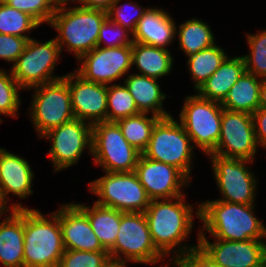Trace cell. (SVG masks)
<instances>
[{
	"label": "cell",
	"instance_id": "cell-1",
	"mask_svg": "<svg viewBox=\"0 0 266 267\" xmlns=\"http://www.w3.org/2000/svg\"><path fill=\"white\" fill-rule=\"evenodd\" d=\"M185 195L172 199L152 200L144 212L153 244L165 257L170 255L175 259L199 245L181 244L189 237L194 228V215L200 218V204L195 210L193 204H187Z\"/></svg>",
	"mask_w": 266,
	"mask_h": 267
},
{
	"label": "cell",
	"instance_id": "cell-2",
	"mask_svg": "<svg viewBox=\"0 0 266 267\" xmlns=\"http://www.w3.org/2000/svg\"><path fill=\"white\" fill-rule=\"evenodd\" d=\"M202 229L214 239L227 241L266 240V225L254 215L255 204L211 200L201 202Z\"/></svg>",
	"mask_w": 266,
	"mask_h": 267
},
{
	"label": "cell",
	"instance_id": "cell-3",
	"mask_svg": "<svg viewBox=\"0 0 266 267\" xmlns=\"http://www.w3.org/2000/svg\"><path fill=\"white\" fill-rule=\"evenodd\" d=\"M64 252L59 209L45 216L24 208V267H58Z\"/></svg>",
	"mask_w": 266,
	"mask_h": 267
},
{
	"label": "cell",
	"instance_id": "cell-4",
	"mask_svg": "<svg viewBox=\"0 0 266 267\" xmlns=\"http://www.w3.org/2000/svg\"><path fill=\"white\" fill-rule=\"evenodd\" d=\"M107 18L103 10L62 5L56 7L49 25L58 32L55 39L61 52L65 47L78 60L97 47L100 28Z\"/></svg>",
	"mask_w": 266,
	"mask_h": 267
},
{
	"label": "cell",
	"instance_id": "cell-5",
	"mask_svg": "<svg viewBox=\"0 0 266 267\" xmlns=\"http://www.w3.org/2000/svg\"><path fill=\"white\" fill-rule=\"evenodd\" d=\"M116 267H126L127 262L155 265L165 257L153 244L144 213L122 212L115 244L108 250Z\"/></svg>",
	"mask_w": 266,
	"mask_h": 267
},
{
	"label": "cell",
	"instance_id": "cell-6",
	"mask_svg": "<svg viewBox=\"0 0 266 267\" xmlns=\"http://www.w3.org/2000/svg\"><path fill=\"white\" fill-rule=\"evenodd\" d=\"M173 117H163L156 122L142 155L176 167L191 180L194 146L182 124Z\"/></svg>",
	"mask_w": 266,
	"mask_h": 267
},
{
	"label": "cell",
	"instance_id": "cell-7",
	"mask_svg": "<svg viewBox=\"0 0 266 267\" xmlns=\"http://www.w3.org/2000/svg\"><path fill=\"white\" fill-rule=\"evenodd\" d=\"M223 107L220 102L200 97L198 94L185 97L178 117L194 147L205 155L216 150L221 134Z\"/></svg>",
	"mask_w": 266,
	"mask_h": 267
},
{
	"label": "cell",
	"instance_id": "cell-8",
	"mask_svg": "<svg viewBox=\"0 0 266 267\" xmlns=\"http://www.w3.org/2000/svg\"><path fill=\"white\" fill-rule=\"evenodd\" d=\"M88 186L89 191L99 198L96 204L122 212L144 213L151 201L135 171L105 172Z\"/></svg>",
	"mask_w": 266,
	"mask_h": 267
},
{
	"label": "cell",
	"instance_id": "cell-9",
	"mask_svg": "<svg viewBox=\"0 0 266 267\" xmlns=\"http://www.w3.org/2000/svg\"><path fill=\"white\" fill-rule=\"evenodd\" d=\"M31 89L34 93L28 114L39 138L75 119L68 83L64 78Z\"/></svg>",
	"mask_w": 266,
	"mask_h": 267
},
{
	"label": "cell",
	"instance_id": "cell-10",
	"mask_svg": "<svg viewBox=\"0 0 266 267\" xmlns=\"http://www.w3.org/2000/svg\"><path fill=\"white\" fill-rule=\"evenodd\" d=\"M142 153L124 138L116 122H98L92 125V157L104 172L135 171Z\"/></svg>",
	"mask_w": 266,
	"mask_h": 267
},
{
	"label": "cell",
	"instance_id": "cell-11",
	"mask_svg": "<svg viewBox=\"0 0 266 267\" xmlns=\"http://www.w3.org/2000/svg\"><path fill=\"white\" fill-rule=\"evenodd\" d=\"M61 53L55 38L46 42L31 38L23 53L12 64V76L23 90L64 78L65 74L55 76L53 73Z\"/></svg>",
	"mask_w": 266,
	"mask_h": 267
},
{
	"label": "cell",
	"instance_id": "cell-12",
	"mask_svg": "<svg viewBox=\"0 0 266 267\" xmlns=\"http://www.w3.org/2000/svg\"><path fill=\"white\" fill-rule=\"evenodd\" d=\"M214 179L221 194L220 201L245 205L255 204L257 178L250 170L254 161L227 158L217 154H209ZM251 171V172H250Z\"/></svg>",
	"mask_w": 266,
	"mask_h": 267
},
{
	"label": "cell",
	"instance_id": "cell-13",
	"mask_svg": "<svg viewBox=\"0 0 266 267\" xmlns=\"http://www.w3.org/2000/svg\"><path fill=\"white\" fill-rule=\"evenodd\" d=\"M40 138L51 142L47 156L52 161L54 172L77 164L86 148L92 155V124L86 121L73 119L49 130Z\"/></svg>",
	"mask_w": 266,
	"mask_h": 267
},
{
	"label": "cell",
	"instance_id": "cell-14",
	"mask_svg": "<svg viewBox=\"0 0 266 267\" xmlns=\"http://www.w3.org/2000/svg\"><path fill=\"white\" fill-rule=\"evenodd\" d=\"M77 61L81 63L74 70L78 75L87 81L108 86L124 78L132 69V46L95 47Z\"/></svg>",
	"mask_w": 266,
	"mask_h": 267
},
{
	"label": "cell",
	"instance_id": "cell-15",
	"mask_svg": "<svg viewBox=\"0 0 266 267\" xmlns=\"http://www.w3.org/2000/svg\"><path fill=\"white\" fill-rule=\"evenodd\" d=\"M258 147L252 115L223 108L221 134L212 154L254 161Z\"/></svg>",
	"mask_w": 266,
	"mask_h": 267
},
{
	"label": "cell",
	"instance_id": "cell-16",
	"mask_svg": "<svg viewBox=\"0 0 266 267\" xmlns=\"http://www.w3.org/2000/svg\"><path fill=\"white\" fill-rule=\"evenodd\" d=\"M199 247L219 267H261L266 263V240L210 242L206 232L198 231Z\"/></svg>",
	"mask_w": 266,
	"mask_h": 267
},
{
	"label": "cell",
	"instance_id": "cell-17",
	"mask_svg": "<svg viewBox=\"0 0 266 267\" xmlns=\"http://www.w3.org/2000/svg\"><path fill=\"white\" fill-rule=\"evenodd\" d=\"M135 173L151 201L185 195L182 189L190 186V180L179 169L148 159L142 154L136 165Z\"/></svg>",
	"mask_w": 266,
	"mask_h": 267
},
{
	"label": "cell",
	"instance_id": "cell-18",
	"mask_svg": "<svg viewBox=\"0 0 266 267\" xmlns=\"http://www.w3.org/2000/svg\"><path fill=\"white\" fill-rule=\"evenodd\" d=\"M64 79L68 83L75 119L90 124L107 121V85L83 79L74 70Z\"/></svg>",
	"mask_w": 266,
	"mask_h": 267
},
{
	"label": "cell",
	"instance_id": "cell-19",
	"mask_svg": "<svg viewBox=\"0 0 266 267\" xmlns=\"http://www.w3.org/2000/svg\"><path fill=\"white\" fill-rule=\"evenodd\" d=\"M59 224L65 250L108 251L93 232L87 215L75 202L59 207Z\"/></svg>",
	"mask_w": 266,
	"mask_h": 267
},
{
	"label": "cell",
	"instance_id": "cell-20",
	"mask_svg": "<svg viewBox=\"0 0 266 267\" xmlns=\"http://www.w3.org/2000/svg\"><path fill=\"white\" fill-rule=\"evenodd\" d=\"M31 165L22 156L0 148V192L3 200L9 203V194L26 199L34 193Z\"/></svg>",
	"mask_w": 266,
	"mask_h": 267
},
{
	"label": "cell",
	"instance_id": "cell-21",
	"mask_svg": "<svg viewBox=\"0 0 266 267\" xmlns=\"http://www.w3.org/2000/svg\"><path fill=\"white\" fill-rule=\"evenodd\" d=\"M176 37V22L158 7H148L132 33L133 42L168 49Z\"/></svg>",
	"mask_w": 266,
	"mask_h": 267
},
{
	"label": "cell",
	"instance_id": "cell-22",
	"mask_svg": "<svg viewBox=\"0 0 266 267\" xmlns=\"http://www.w3.org/2000/svg\"><path fill=\"white\" fill-rule=\"evenodd\" d=\"M24 208L12 209L0 222V263L24 267Z\"/></svg>",
	"mask_w": 266,
	"mask_h": 267
},
{
	"label": "cell",
	"instance_id": "cell-23",
	"mask_svg": "<svg viewBox=\"0 0 266 267\" xmlns=\"http://www.w3.org/2000/svg\"><path fill=\"white\" fill-rule=\"evenodd\" d=\"M123 83L141 113H150L161 118L171 115V112L163 109V101L167 96L161 91L158 79L133 73L129 74Z\"/></svg>",
	"mask_w": 266,
	"mask_h": 267
},
{
	"label": "cell",
	"instance_id": "cell-24",
	"mask_svg": "<svg viewBox=\"0 0 266 267\" xmlns=\"http://www.w3.org/2000/svg\"><path fill=\"white\" fill-rule=\"evenodd\" d=\"M243 56L227 57L220 67L197 90V94L211 101L222 103L230 88L245 73Z\"/></svg>",
	"mask_w": 266,
	"mask_h": 267
},
{
	"label": "cell",
	"instance_id": "cell-25",
	"mask_svg": "<svg viewBox=\"0 0 266 267\" xmlns=\"http://www.w3.org/2000/svg\"><path fill=\"white\" fill-rule=\"evenodd\" d=\"M173 56L169 49L132 43V67L136 66L140 75L160 79L171 73Z\"/></svg>",
	"mask_w": 266,
	"mask_h": 267
},
{
	"label": "cell",
	"instance_id": "cell-26",
	"mask_svg": "<svg viewBox=\"0 0 266 267\" xmlns=\"http://www.w3.org/2000/svg\"><path fill=\"white\" fill-rule=\"evenodd\" d=\"M88 217L93 232L101 245L109 250L116 242L122 211L104 207L94 202L92 207L75 203Z\"/></svg>",
	"mask_w": 266,
	"mask_h": 267
},
{
	"label": "cell",
	"instance_id": "cell-27",
	"mask_svg": "<svg viewBox=\"0 0 266 267\" xmlns=\"http://www.w3.org/2000/svg\"><path fill=\"white\" fill-rule=\"evenodd\" d=\"M263 79L245 73L230 88L221 103L224 109L253 114L259 108L260 86Z\"/></svg>",
	"mask_w": 266,
	"mask_h": 267
},
{
	"label": "cell",
	"instance_id": "cell-28",
	"mask_svg": "<svg viewBox=\"0 0 266 267\" xmlns=\"http://www.w3.org/2000/svg\"><path fill=\"white\" fill-rule=\"evenodd\" d=\"M176 36L179 48L187 57L216 44L210 26L198 18L186 20L178 27L176 25Z\"/></svg>",
	"mask_w": 266,
	"mask_h": 267
},
{
	"label": "cell",
	"instance_id": "cell-29",
	"mask_svg": "<svg viewBox=\"0 0 266 267\" xmlns=\"http://www.w3.org/2000/svg\"><path fill=\"white\" fill-rule=\"evenodd\" d=\"M227 57L226 51L217 44L188 57L186 63L191 80L194 82V91H197L211 77Z\"/></svg>",
	"mask_w": 266,
	"mask_h": 267
},
{
	"label": "cell",
	"instance_id": "cell-30",
	"mask_svg": "<svg viewBox=\"0 0 266 267\" xmlns=\"http://www.w3.org/2000/svg\"><path fill=\"white\" fill-rule=\"evenodd\" d=\"M149 113H139L116 121L124 138L139 152H143L149 143L152 130L156 122L161 118Z\"/></svg>",
	"mask_w": 266,
	"mask_h": 267
},
{
	"label": "cell",
	"instance_id": "cell-31",
	"mask_svg": "<svg viewBox=\"0 0 266 267\" xmlns=\"http://www.w3.org/2000/svg\"><path fill=\"white\" fill-rule=\"evenodd\" d=\"M139 113L141 112L124 83L107 86V122H116Z\"/></svg>",
	"mask_w": 266,
	"mask_h": 267
},
{
	"label": "cell",
	"instance_id": "cell-32",
	"mask_svg": "<svg viewBox=\"0 0 266 267\" xmlns=\"http://www.w3.org/2000/svg\"><path fill=\"white\" fill-rule=\"evenodd\" d=\"M40 27V24L27 13L8 6L0 0V34L14 35L31 39L28 34L31 30ZM25 33V34H24Z\"/></svg>",
	"mask_w": 266,
	"mask_h": 267
},
{
	"label": "cell",
	"instance_id": "cell-33",
	"mask_svg": "<svg viewBox=\"0 0 266 267\" xmlns=\"http://www.w3.org/2000/svg\"><path fill=\"white\" fill-rule=\"evenodd\" d=\"M246 35L249 47V54L243 55L246 72L260 79H266V29Z\"/></svg>",
	"mask_w": 266,
	"mask_h": 267
},
{
	"label": "cell",
	"instance_id": "cell-34",
	"mask_svg": "<svg viewBox=\"0 0 266 267\" xmlns=\"http://www.w3.org/2000/svg\"><path fill=\"white\" fill-rule=\"evenodd\" d=\"M23 91L12 76L11 71L0 68V114L10 117H18L21 105L19 91ZM0 115V116H1ZM1 118V117H0Z\"/></svg>",
	"mask_w": 266,
	"mask_h": 267
},
{
	"label": "cell",
	"instance_id": "cell-35",
	"mask_svg": "<svg viewBox=\"0 0 266 267\" xmlns=\"http://www.w3.org/2000/svg\"><path fill=\"white\" fill-rule=\"evenodd\" d=\"M108 251L65 250L58 267H113Z\"/></svg>",
	"mask_w": 266,
	"mask_h": 267
},
{
	"label": "cell",
	"instance_id": "cell-36",
	"mask_svg": "<svg viewBox=\"0 0 266 267\" xmlns=\"http://www.w3.org/2000/svg\"><path fill=\"white\" fill-rule=\"evenodd\" d=\"M122 0H116L107 11L108 18L116 24L121 25L128 31L133 33L136 29L137 23L143 16L148 7L144 8L137 2H127L122 5H118ZM131 9V12L129 10ZM130 15V16H129Z\"/></svg>",
	"mask_w": 266,
	"mask_h": 267
},
{
	"label": "cell",
	"instance_id": "cell-37",
	"mask_svg": "<svg viewBox=\"0 0 266 267\" xmlns=\"http://www.w3.org/2000/svg\"><path fill=\"white\" fill-rule=\"evenodd\" d=\"M8 6L32 16L40 25L49 23L56 10L53 0H2Z\"/></svg>",
	"mask_w": 266,
	"mask_h": 267
},
{
	"label": "cell",
	"instance_id": "cell-38",
	"mask_svg": "<svg viewBox=\"0 0 266 267\" xmlns=\"http://www.w3.org/2000/svg\"><path fill=\"white\" fill-rule=\"evenodd\" d=\"M132 43V33L126 28L114 23L109 18L103 22L99 31L97 47L114 48L132 46Z\"/></svg>",
	"mask_w": 266,
	"mask_h": 267
},
{
	"label": "cell",
	"instance_id": "cell-39",
	"mask_svg": "<svg viewBox=\"0 0 266 267\" xmlns=\"http://www.w3.org/2000/svg\"><path fill=\"white\" fill-rule=\"evenodd\" d=\"M27 39L8 34H0V59L13 64L23 53Z\"/></svg>",
	"mask_w": 266,
	"mask_h": 267
},
{
	"label": "cell",
	"instance_id": "cell-40",
	"mask_svg": "<svg viewBox=\"0 0 266 267\" xmlns=\"http://www.w3.org/2000/svg\"><path fill=\"white\" fill-rule=\"evenodd\" d=\"M176 267H219L199 246L175 258Z\"/></svg>",
	"mask_w": 266,
	"mask_h": 267
},
{
	"label": "cell",
	"instance_id": "cell-41",
	"mask_svg": "<svg viewBox=\"0 0 266 267\" xmlns=\"http://www.w3.org/2000/svg\"><path fill=\"white\" fill-rule=\"evenodd\" d=\"M252 119L258 146L266 149V109L259 107L252 114Z\"/></svg>",
	"mask_w": 266,
	"mask_h": 267
},
{
	"label": "cell",
	"instance_id": "cell-42",
	"mask_svg": "<svg viewBox=\"0 0 266 267\" xmlns=\"http://www.w3.org/2000/svg\"><path fill=\"white\" fill-rule=\"evenodd\" d=\"M116 0H81L79 5L88 9L108 11Z\"/></svg>",
	"mask_w": 266,
	"mask_h": 267
},
{
	"label": "cell",
	"instance_id": "cell-43",
	"mask_svg": "<svg viewBox=\"0 0 266 267\" xmlns=\"http://www.w3.org/2000/svg\"><path fill=\"white\" fill-rule=\"evenodd\" d=\"M10 204H7L3 198H2V195H1V192H0V218H2V216L4 214H7L8 211L12 210V209H21V208H29V207H25L22 205L21 202L19 203H13L8 206Z\"/></svg>",
	"mask_w": 266,
	"mask_h": 267
},
{
	"label": "cell",
	"instance_id": "cell-44",
	"mask_svg": "<svg viewBox=\"0 0 266 267\" xmlns=\"http://www.w3.org/2000/svg\"><path fill=\"white\" fill-rule=\"evenodd\" d=\"M259 107L266 109V79L262 80L260 86Z\"/></svg>",
	"mask_w": 266,
	"mask_h": 267
},
{
	"label": "cell",
	"instance_id": "cell-45",
	"mask_svg": "<svg viewBox=\"0 0 266 267\" xmlns=\"http://www.w3.org/2000/svg\"><path fill=\"white\" fill-rule=\"evenodd\" d=\"M56 6H62V5H68V3L71 1V3H80L81 0H53Z\"/></svg>",
	"mask_w": 266,
	"mask_h": 267
},
{
	"label": "cell",
	"instance_id": "cell-46",
	"mask_svg": "<svg viewBox=\"0 0 266 267\" xmlns=\"http://www.w3.org/2000/svg\"><path fill=\"white\" fill-rule=\"evenodd\" d=\"M169 262H170V263H168V264H166V265H164V264L162 263L163 267H176L175 259L170 258V261H169Z\"/></svg>",
	"mask_w": 266,
	"mask_h": 267
}]
</instances>
